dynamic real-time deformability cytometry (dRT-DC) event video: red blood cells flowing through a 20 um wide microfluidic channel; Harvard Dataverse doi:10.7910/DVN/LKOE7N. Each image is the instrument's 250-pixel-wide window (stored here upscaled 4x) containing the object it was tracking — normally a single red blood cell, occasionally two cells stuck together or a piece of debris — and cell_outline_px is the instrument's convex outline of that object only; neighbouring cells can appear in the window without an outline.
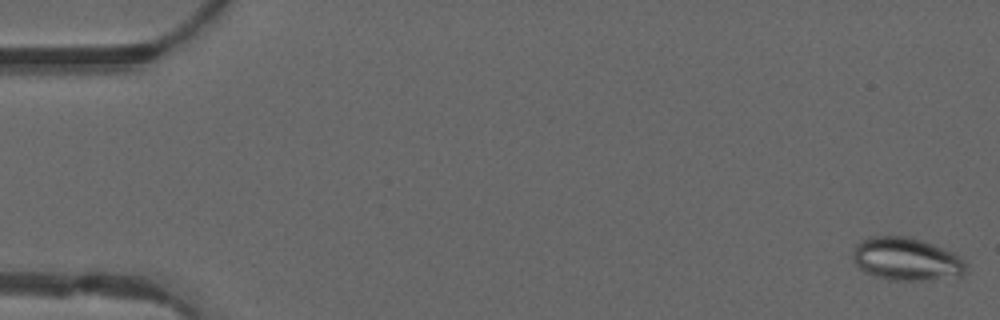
{"species": "common noctule bat (a hibernating species)", "species_latin": "Nyctalus noctula", "temperature_condition": "warm", "stored_images_in_passage": 49, "camera_frame_rate_fps": 3000, "um_per_image_px": 0.085, "animal": {"sex": "male", "forearm_length_mm": 52.5}, "frame": {"image": 1, "passage_image": 1, "time_ms": 0.0, "image_size_px": [1000, 320], "cell_outline_px": [[968, 272], [964, 276], [920, 280], [888, 280], [864, 272], [856, 264], [852, 256], [852, 252], [856, 244], [860, 240], [868, 236], [912, 236], [944, 248], [960, 256], [964, 260]], "centroid_in_image_um": [77.05, 22.01], "position_along_channel_um": 7.9, "area_um2": 28.73}}
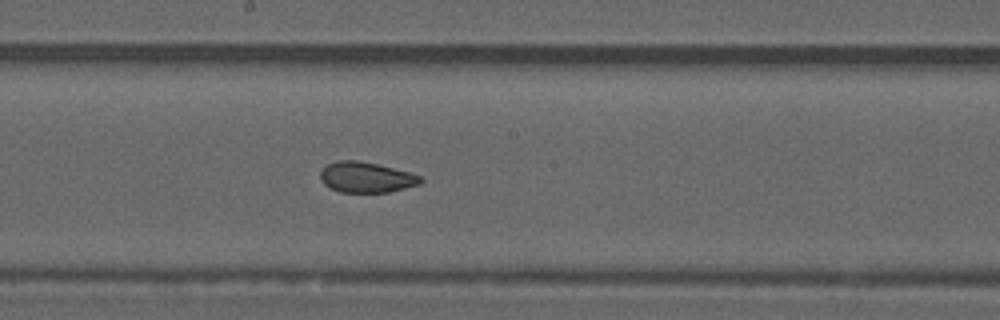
{"frame": {"image": 2, "passage_image": 27, "time_ms": 8.667, "image_size_px": [1000, 320], "cell_outline_px": [[424, 180], [420, 184], [388, 192], [340, 192], [324, 184], [320, 180], [320, 172], [328, 164], [336, 160], [356, 160], [376, 164], [408, 172], [420, 176]], "centroid_in_image_um": [31.11, 15.07], "position_along_channel_um": 217.1, "area_um2": 17.63}}
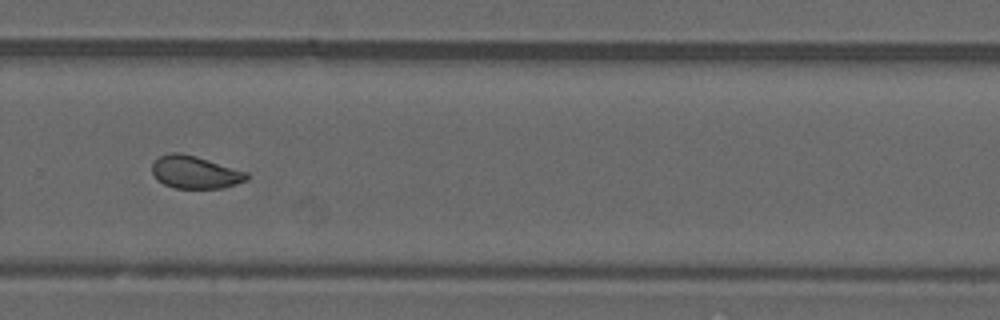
{"frame": {"image": 3, "passage_image": 34, "time_ms": 11.0, "image_size_px": [1000, 320], "cell_outline_px": [[248, 180], [236, 184], [220, 188], [176, 188], [164, 184], [156, 180], [152, 172], [152, 164], [160, 156], [172, 152], [180, 152], [196, 156], [248, 172]], "centroid_in_image_um": [16.58, 14.64], "position_along_channel_um": 313.2, "area_um2": 17.98}, "authors_computed_cell_mechanics": {"area_um2": 19.3052, "velocity_mm_per_s": 4.1392, "shape_relaxation_time_tau1_ms": null, "shape_relaxation_time_tau2_ms": 1.1977, "deformation_change_tau1": null, "deformation_change_tau2": 0.0664}}